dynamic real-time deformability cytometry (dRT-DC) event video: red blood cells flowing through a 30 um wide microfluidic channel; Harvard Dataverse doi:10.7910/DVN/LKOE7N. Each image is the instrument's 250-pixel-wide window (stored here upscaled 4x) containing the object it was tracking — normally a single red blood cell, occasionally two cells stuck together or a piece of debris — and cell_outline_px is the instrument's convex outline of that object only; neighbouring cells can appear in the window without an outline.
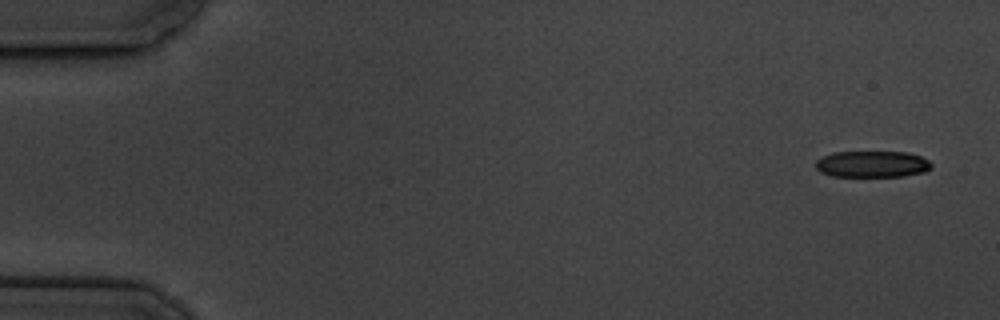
{"species": "common noctule bat (a hibernating species)", "species_latin": "Nyctalus noctula", "temperature_condition": "cold", "stored_images_in_passage": 15, "camera_frame_rate_fps": 3000, "um_per_image_px": 0.085, "animal": {"sex": "male", "body_mass_g": 19.5, "forearm_length_mm": 54.6}, "frame": {"image": 1, "passage_image": 1, "time_ms": 0.0, "image_size_px": [1000, 320], "cell_outline_px": [[932, 168], [924, 172], [904, 176], [832, 176], [820, 172], [816, 168], [816, 160], [832, 152], [908, 152], [920, 156], [928, 160], [932, 164]], "centroid_in_image_um": [74.15, 13.95], "position_along_channel_um": 10.9, "area_um2": 17.86}}
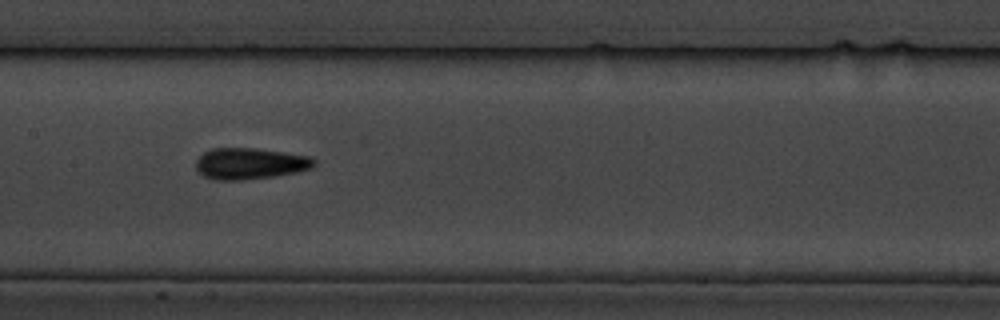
{"frame": {"image": 2, "passage_image": 8, "time_ms": 9.0, "image_size_px": [1000, 320], "cell_outline_px": [[316, 164], [312, 168], [296, 172], [272, 176], [244, 180], [216, 180], [204, 176], [196, 168], [196, 160], [204, 152], [212, 148], [256, 148], [312, 156], [316, 160]], "centroid_in_image_um": [21.27, 13.89], "position_along_channel_um": 186.1, "area_um2": 21.62}}
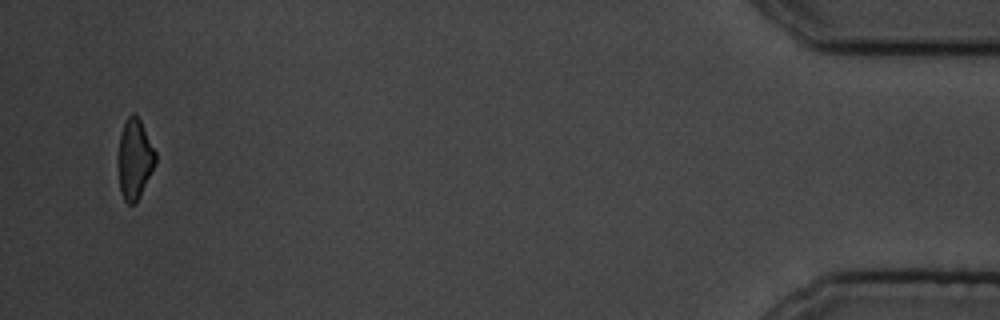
{"frame": {"image": 3, "passage_image": 15, "time_ms": 18.333, "image_size_px": [1000, 320], "cell_outline_px": [[156, 164], [136, 204], [128, 204], [124, 200], [120, 192], [116, 160], [116, 156], [120, 136], [124, 120], [132, 112], [140, 120], [156, 152]], "centroid_in_image_um": [11.41, 13.54], "position_along_channel_um": 423.8, "area_um2": 17.92}, "authors_computed_cell_mechanics": {"area_um2": 19.8832, "velocity_mm_per_s": 3.3972, "shape_relaxation_time_tau1_ms": 2.9316, "shape_relaxation_time_tau2_ms": 0.5883, "deformation_change_tau1": 0.0836, "deformation_change_tau2": 0.0423}}